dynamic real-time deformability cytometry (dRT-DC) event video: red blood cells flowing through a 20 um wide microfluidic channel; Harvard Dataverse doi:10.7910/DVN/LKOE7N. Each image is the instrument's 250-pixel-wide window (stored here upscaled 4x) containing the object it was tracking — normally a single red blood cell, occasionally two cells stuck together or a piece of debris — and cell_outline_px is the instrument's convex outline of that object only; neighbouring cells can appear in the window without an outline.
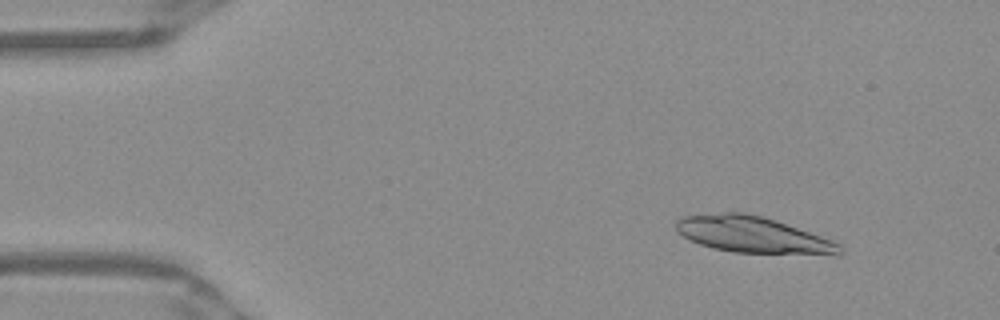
{"species": "Egyptian fruit bat (a non-hibernating species)", "species_latin": "Rousettus aegyptiacus", "temperature_condition": "warm", "stored_images_in_passage": 18, "camera_frame_rate_fps": 3000, "um_per_image_px": 0.085, "frame": {"image": 1, "passage_image": 6, "time_ms": 1.667, "image_size_px": [1000, 320], "cell_outline_px": [[844, 252], [840, 256], [836, 256], [732, 252], [712, 248], [700, 244], [684, 236], [676, 228], [676, 220], [684, 216], [724, 212], [744, 212], [776, 220], [832, 240], [840, 244], [844, 248]], "centroid_in_image_um": [64.1, 19.98], "position_along_channel_um": 20.9, "area_um2": 35.03}}